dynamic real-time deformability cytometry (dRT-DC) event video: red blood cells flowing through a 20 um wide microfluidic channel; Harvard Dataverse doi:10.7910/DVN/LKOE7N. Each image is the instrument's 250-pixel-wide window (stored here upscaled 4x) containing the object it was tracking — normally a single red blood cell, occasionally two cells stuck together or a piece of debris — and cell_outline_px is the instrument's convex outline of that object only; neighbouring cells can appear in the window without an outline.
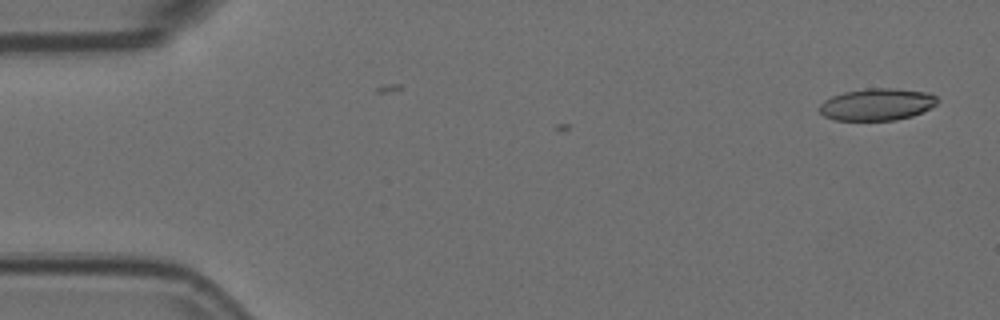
{"species": "Egyptian fruit bat (a non-hibernating species)", "species_latin": "Rousettus aegyptiacus", "temperature_condition": "room temperature", "stored_images_in_passage": 2, "camera_frame_rate_fps": 3000, "um_per_image_px": 0.085, "animal": {"sex": "female"}, "frame": {"image": 1, "passage_image": 2, "time_ms": 0.333, "image_size_px": [1000, 320], "cell_outline_px": [[940, 100], [932, 108], [912, 116], [896, 120], [836, 120], [824, 116], [820, 112], [820, 104], [824, 100], [832, 96], [844, 92], [868, 88], [888, 88], [928, 92], [936, 96]], "centroid_in_image_um": [74.57, 8.87], "position_along_channel_um": 10.4, "area_um2": 22.02}}